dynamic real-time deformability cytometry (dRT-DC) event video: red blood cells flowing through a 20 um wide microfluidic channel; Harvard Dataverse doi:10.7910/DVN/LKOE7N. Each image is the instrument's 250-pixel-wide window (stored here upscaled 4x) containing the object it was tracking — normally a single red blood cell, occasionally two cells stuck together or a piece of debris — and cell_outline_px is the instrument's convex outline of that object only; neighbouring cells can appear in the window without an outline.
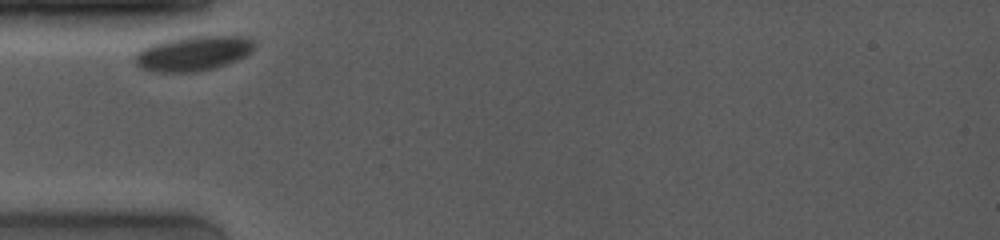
{"species": "common noctule bat (a hibernating species)", "species_latin": "Nyctalus noctula", "temperature_condition": "room temperature", "stored_images_in_passage": 33, "camera_frame_rate_fps": 4000, "um_per_image_px": 0.085, "animal": {"sex": "female", "body_mass_g": 19.0, "forearm_length_mm": 53.3}, "frame": {"image": 1, "passage_image": 1, "time_ms": 0.0, "image_size_px": [1000, 240], "cell_outline_px": [[256, 44], [252, 52], [236, 60], [200, 72], [156, 72], [140, 68], [136, 64], [136, 52], [140, 48], [148, 44], [164, 40], [184, 36], [248, 36]], "centroid_in_image_um": [16.4, 4.52], "position_along_channel_um": 68.6, "area_um2": 24.51}}
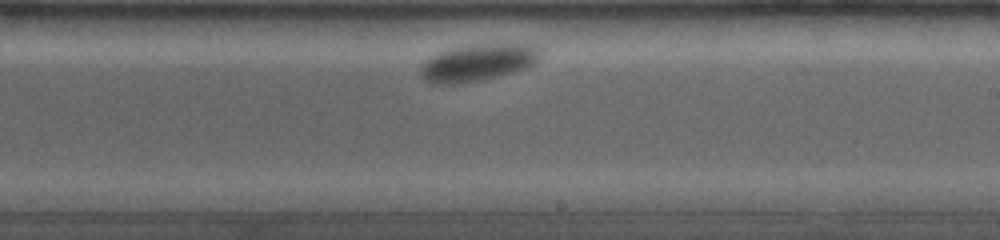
{"frame": {"image": 2, "passage_image": 19, "time_ms": 5.5, "image_size_px": [1000, 240], "cell_outline_px": [[540, 56], [536, 64], [528, 68], [500, 76], [484, 80], [460, 84], [432, 84], [424, 80], [420, 72], [420, 64], [432, 56], [440, 52], [452, 48], [468, 44], [540, 44]], "centroid_in_image_um": [40.66, 5.32], "position_along_channel_um": 248.3, "area_um2": 26.41}}
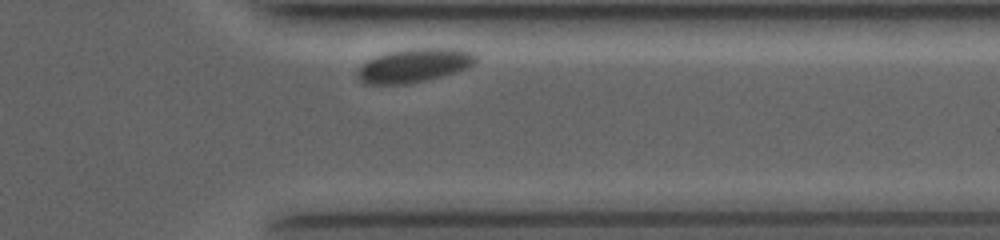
{"frame": {"image": 3, "passage_image": 33, "time_ms": 9.25, "image_size_px": [1000, 240], "cell_outline_px": [[476, 64], [468, 68], [456, 72], [428, 80], [408, 84], [364, 84], [356, 76], [356, 72], [368, 60], [376, 56], [388, 52], [408, 48], [460, 48], [472, 52], [476, 56]], "centroid_in_image_um": [35.24, 5.56], "position_along_channel_um": 376.2, "area_um2": 23.52}}